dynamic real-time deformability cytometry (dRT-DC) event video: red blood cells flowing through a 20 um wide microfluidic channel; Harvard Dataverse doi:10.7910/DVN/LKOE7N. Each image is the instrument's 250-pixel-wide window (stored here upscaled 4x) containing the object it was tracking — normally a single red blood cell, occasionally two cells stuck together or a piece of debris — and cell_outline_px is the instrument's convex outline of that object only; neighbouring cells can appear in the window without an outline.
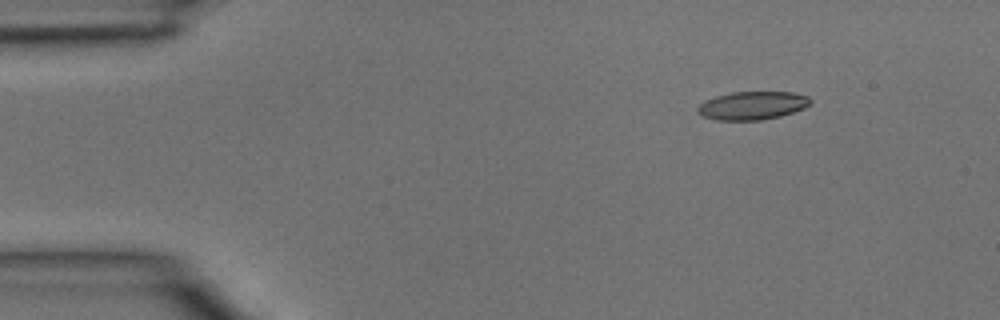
{"species": "common noctule bat (a hibernating species)", "species_latin": "Nyctalus noctula", "temperature_condition": "room temperature", "stored_images_in_passage": 4, "segment_of_instrument_passage": [1, 2], "camera_frame_rate_fps": 3000, "um_per_image_px": 0.085, "animal": {"sex": "male", "body_mass_g": 15.6}, "frame": {"image": 1, "passage_image": 1, "time_ms": 0.0, "image_size_px": [1000, 320], "cell_outline_px": [[812, 100], [804, 108], [780, 116], [760, 120], [716, 120], [704, 116], [696, 112], [696, 108], [704, 100], [716, 96], [732, 92], [792, 92], [808, 96]], "centroid_in_image_um": [63.92, 8.97], "position_along_channel_um": 21.1, "area_um2": 18.5}}